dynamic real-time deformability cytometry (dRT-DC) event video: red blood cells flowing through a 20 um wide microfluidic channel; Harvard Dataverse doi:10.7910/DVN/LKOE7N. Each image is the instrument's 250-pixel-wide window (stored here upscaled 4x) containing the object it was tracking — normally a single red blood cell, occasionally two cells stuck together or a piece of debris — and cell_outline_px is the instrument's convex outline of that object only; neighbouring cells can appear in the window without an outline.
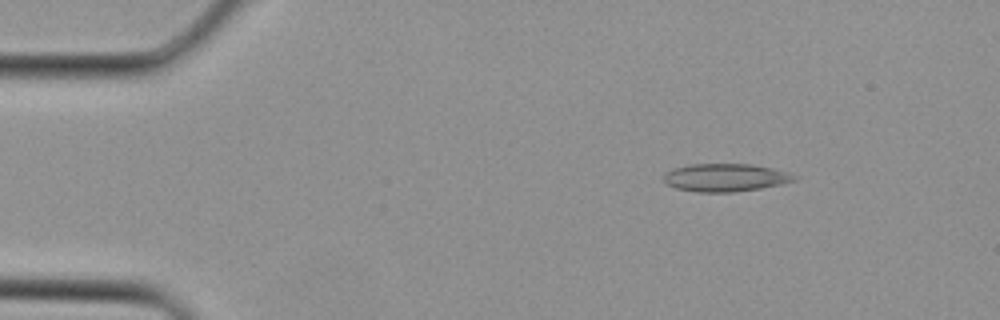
{"species": "Egyptian fruit bat (a non-hibernating species)", "species_latin": "Rousettus aegyptiacus", "temperature_condition": "cold", "stored_images_in_passage": 1, "camera_frame_rate_fps": 3000, "um_per_image_px": 0.085, "animal": {"sex": "female"}, "frame": {"image": 1, "passage_image": 1, "time_ms": 0.0, "image_size_px": [1000, 320], "cell_outline_px": [[800, 176], [796, 180], [780, 184], [760, 188], [736, 192], [696, 192], [676, 188], [668, 184], [664, 180], [664, 172], [672, 168], [692, 164], [752, 164], [772, 168], [788, 172]], "centroid_in_image_um": [61.67, 15.09], "position_along_channel_um": 23.3, "area_um2": 21.33}}